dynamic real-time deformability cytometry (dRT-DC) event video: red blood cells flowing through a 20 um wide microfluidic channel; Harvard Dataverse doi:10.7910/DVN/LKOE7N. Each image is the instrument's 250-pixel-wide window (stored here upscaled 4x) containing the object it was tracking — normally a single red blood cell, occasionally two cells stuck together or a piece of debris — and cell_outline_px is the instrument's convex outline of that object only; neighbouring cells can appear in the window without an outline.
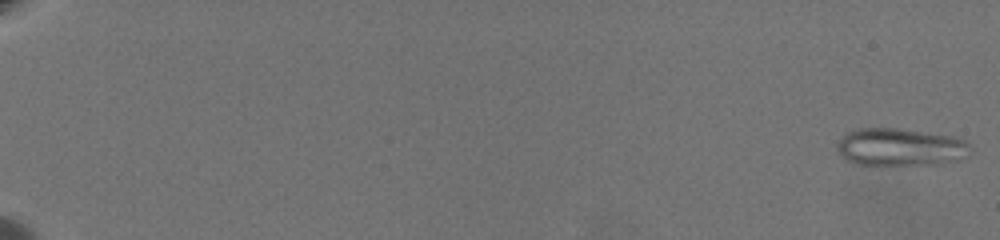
{"species": "common noctule bat (a hibernating species)", "species_latin": "Nyctalus noctula", "temperature_condition": "warm", "stored_images_in_passage": 66, "camera_frame_rate_fps": 3000, "um_per_image_px": 0.085, "animal": {"sex": "female", "body_mass_g": 19.5, "forearm_length_mm": 54.1}, "frame": {"image": 1, "passage_image": 1, "time_ms": 0.0, "image_size_px": [1000, 240], "cell_outline_px": [[972, 148], [968, 156], [960, 160], [936, 164], [856, 164], [844, 160], [840, 156], [836, 148], [836, 144], [848, 132], [860, 128], [896, 128], [952, 136], [964, 140]], "centroid_in_image_um": [76.53, 12.51], "position_along_channel_um": 8.5, "area_um2": 29.19}}
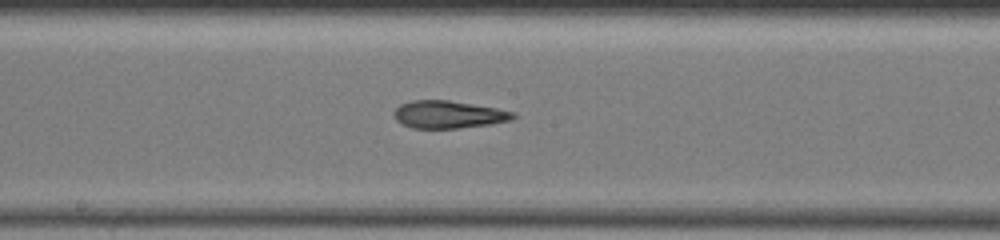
{"frame": {"image": 2, "passage_image": 40, "time_ms": 13.0, "image_size_px": [1000, 240], "cell_outline_px": [[516, 116], [512, 120], [492, 124], [456, 128], [412, 128], [400, 124], [396, 120], [392, 112], [400, 104], [412, 100], [448, 100], [496, 108], [516, 112]], "centroid_in_image_um": [38.1, 9.73], "position_along_channel_um": 210.1, "area_um2": 19.25}}
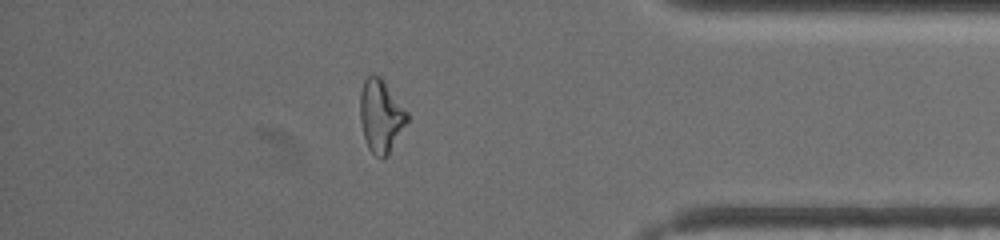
{"frame": {"image": 3, "passage_image": 59, "time_ms": 19.333, "image_size_px": [1000, 240], "cell_outline_px": [[408, 120], [388, 156], [380, 160], [368, 148], [364, 136], [360, 120], [360, 92], [364, 80], [368, 76], [380, 76], [408, 112]], "centroid_in_image_um": [32.37, 9.89], "position_along_channel_um": 402.8, "area_um2": 19.88}, "authors_computed_cell_mechanics": {"area_um2": 20.4901, "velocity_mm_per_s": 3.3688, "shape_relaxation_time_tau1_ms": null, "shape_relaxation_time_tau2_ms": 4.1663, "deformation_change_tau1": null, "deformation_change_tau2": 0.1347}}